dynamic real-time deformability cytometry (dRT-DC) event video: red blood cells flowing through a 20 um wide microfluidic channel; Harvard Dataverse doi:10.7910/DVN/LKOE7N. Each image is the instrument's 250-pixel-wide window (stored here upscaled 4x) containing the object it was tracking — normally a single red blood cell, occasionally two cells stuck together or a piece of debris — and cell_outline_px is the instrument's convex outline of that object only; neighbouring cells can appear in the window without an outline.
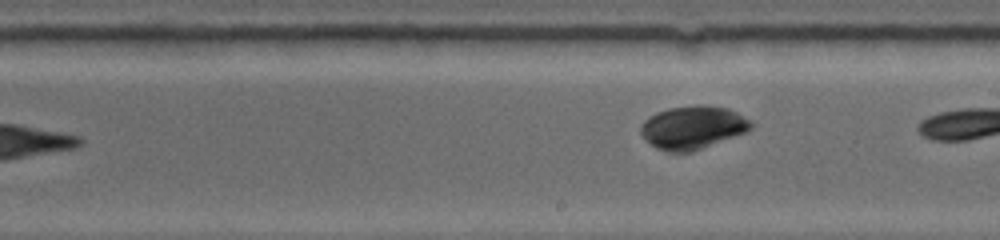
{"species": "common noctule bat (a hibernating species)", "species_latin": "Nyctalus noctula", "temperature_condition": "warm", "stored_images_in_passage": 7, "camera_frame_rate_fps": 5000, "um_per_image_px": 0.085, "animal": {"sex": "female", "body_mass_g": 19.0, "forearm_length_mm": 53.3}, "frame": {"image": 1, "passage_image": 7, "time_ms": 7.0, "image_size_px": [1000, 240], "cell_outline_px": [[756, 124], [748, 132], [692, 152], [668, 152], [656, 148], [640, 132], [640, 128], [644, 120], [648, 116], [656, 112], [668, 108], [696, 104], [704, 104], [728, 108], [752, 120]], "centroid_in_image_um": [58.94, 10.82], "position_along_channel_um": 230.1, "area_um2": 28.15}}